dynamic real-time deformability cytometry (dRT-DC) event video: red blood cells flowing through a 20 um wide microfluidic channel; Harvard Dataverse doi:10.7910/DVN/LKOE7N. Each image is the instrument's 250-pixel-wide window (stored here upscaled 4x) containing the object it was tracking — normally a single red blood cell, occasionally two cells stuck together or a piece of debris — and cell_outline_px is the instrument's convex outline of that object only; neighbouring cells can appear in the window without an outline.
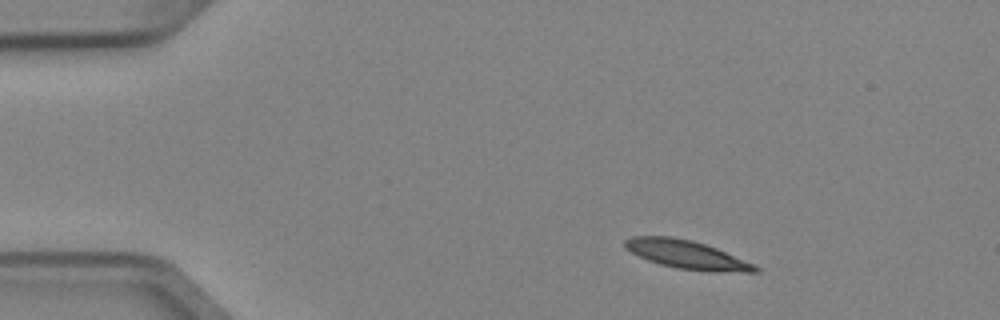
{"species": "Egyptian fruit bat (a non-hibernating species)", "species_latin": "Rousettus aegyptiacus", "temperature_condition": "cold", "stored_images_in_passage": 3, "camera_frame_rate_fps": 3000, "um_per_image_px": 0.085, "animal": {"sex": "female"}, "frame": {"image": 1, "passage_image": 1, "time_ms": 0.0, "image_size_px": [1000, 320], "cell_outline_px": [[760, 272], [712, 272], [676, 268], [660, 264], [648, 260], [624, 248], [624, 240], [632, 236], [672, 236], [692, 240], [716, 248], [756, 264], [760, 268]], "centroid_in_image_um": [58.41, 21.65], "position_along_channel_um": 26.6, "area_um2": 21.73}}